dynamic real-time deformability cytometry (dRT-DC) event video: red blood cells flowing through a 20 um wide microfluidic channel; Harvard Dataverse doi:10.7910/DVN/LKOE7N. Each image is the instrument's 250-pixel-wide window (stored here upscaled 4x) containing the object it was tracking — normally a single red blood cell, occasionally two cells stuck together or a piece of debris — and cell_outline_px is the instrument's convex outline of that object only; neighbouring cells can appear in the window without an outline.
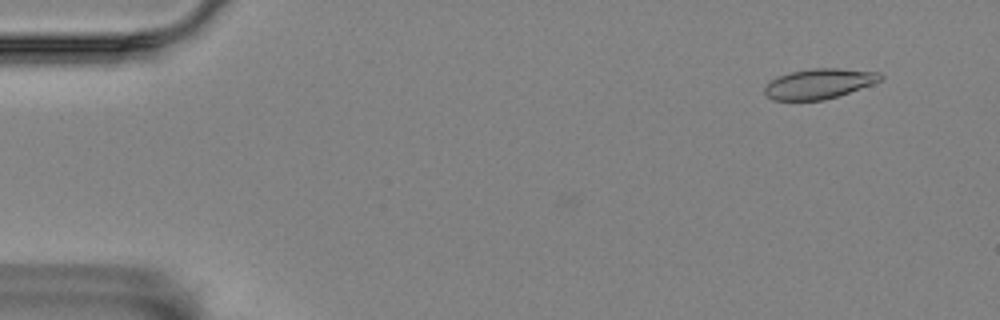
{"species": "Egyptian fruit bat (a non-hibernating species)", "species_latin": "Rousettus aegyptiacus", "temperature_condition": "room temperature", "stored_images_in_passage": 10, "camera_frame_rate_fps": 3000, "um_per_image_px": 0.085, "animal": {"sex": "female"}, "frame": {"image": 1, "passage_image": 2, "time_ms": 0.333, "image_size_px": [1000, 320], "cell_outline_px": [[884, 76], [880, 80], [872, 84], [824, 100], [772, 100], [764, 92], [764, 88], [776, 76], [792, 72], [812, 68], [836, 68], [880, 72]], "centroid_in_image_um": [69.61, 7.11], "position_along_channel_um": 15.4, "area_um2": 20.06}}
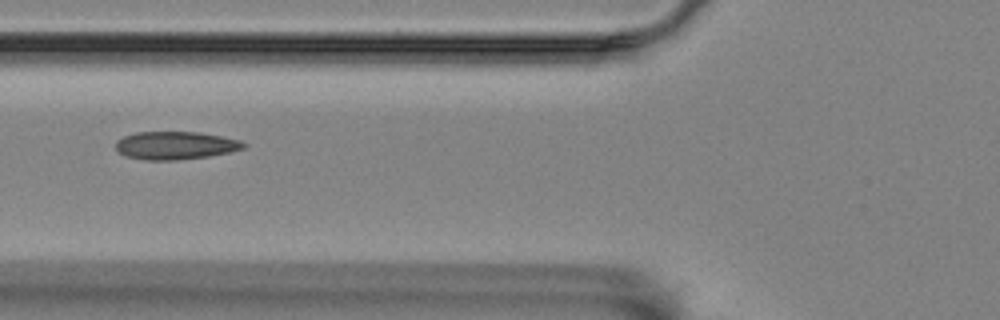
{"frame": {"image": 2, "passage_image": 7, "time_ms": 2.0, "image_size_px": [1000, 320], "cell_outline_px": [[248, 144], [244, 148], [232, 152], [208, 156], [176, 160], [144, 160], [124, 156], [116, 148], [116, 140], [124, 136], [136, 132], [200, 132], [240, 140]], "centroid_in_image_um": [14.92, 12.36], "position_along_channel_um": 110.9, "area_um2": 20.92}}
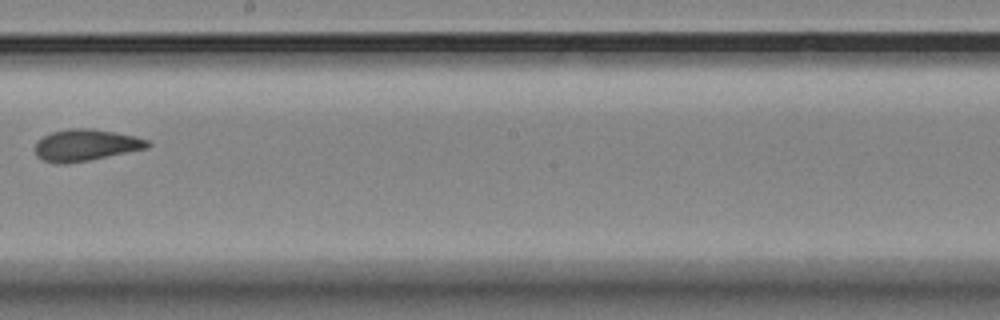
{"frame": {"image": 3, "passage_image": 10, "time_ms": 3.0, "image_size_px": [1000, 320], "cell_outline_px": [[152, 144], [148, 148], [88, 160], [64, 164], [56, 164], [44, 160], [36, 156], [36, 144], [44, 136], [52, 132], [68, 128], [92, 128], [136, 136], [148, 140]], "centroid_in_image_um": [7.31, 12.33], "position_along_channel_um": 240.9, "area_um2": 20.63}}